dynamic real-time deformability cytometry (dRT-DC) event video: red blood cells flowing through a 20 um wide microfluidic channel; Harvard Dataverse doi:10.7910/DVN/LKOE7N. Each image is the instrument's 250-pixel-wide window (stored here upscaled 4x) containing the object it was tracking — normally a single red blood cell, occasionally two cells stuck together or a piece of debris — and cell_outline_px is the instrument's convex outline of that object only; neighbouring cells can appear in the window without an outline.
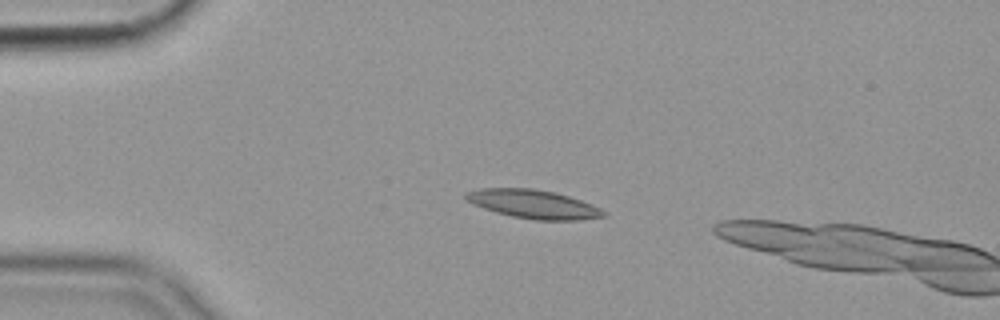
{"species": "common noctule bat (a hibernating species)", "species_latin": "Nyctalus noctula", "temperature_condition": "cold", "stored_images_in_passage": 14, "camera_frame_rate_fps": 3000, "um_per_image_px": 0.085, "animal": {"sex": "female", "body_mass_g": 19.9}, "frame": {"image": 1, "passage_image": 12, "time_ms": 3.667, "image_size_px": [1000, 320], "cell_outline_px": [[608, 216], [580, 220], [536, 220], [512, 216], [496, 212], [472, 204], [464, 196], [464, 192], [480, 188], [532, 188], [552, 192], [568, 196], [592, 204], [608, 212]], "centroid_in_image_um": [45.36, 17.35], "position_along_channel_um": 39.6, "area_um2": 23.0}}